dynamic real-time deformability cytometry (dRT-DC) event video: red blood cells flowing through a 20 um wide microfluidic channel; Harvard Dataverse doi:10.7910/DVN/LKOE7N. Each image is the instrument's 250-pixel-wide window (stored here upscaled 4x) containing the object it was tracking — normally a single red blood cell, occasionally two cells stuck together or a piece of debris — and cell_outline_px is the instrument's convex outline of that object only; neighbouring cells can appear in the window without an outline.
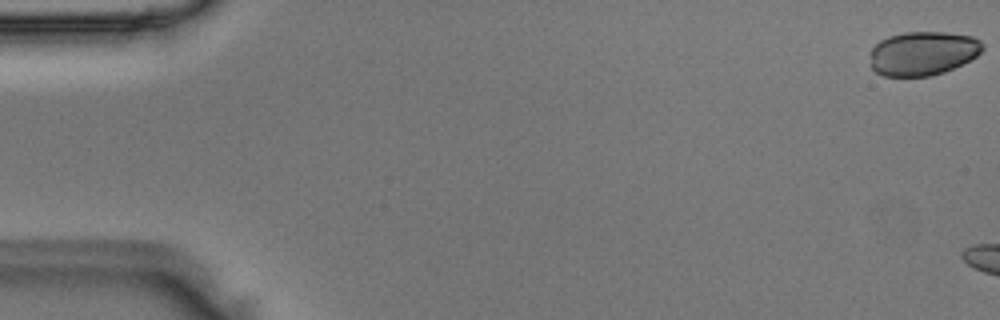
{"species": "Egyptian fruit bat (a non-hibernating species)", "species_latin": "Rousettus aegyptiacus", "temperature_condition": "room temperature", "stored_images_in_passage": 3, "camera_frame_rate_fps": 3000, "um_per_image_px": 0.085, "animal": {"sex": "male"}, "frame": {"image": 1, "passage_image": 1, "time_ms": 0.0, "image_size_px": [1000, 320], "cell_outline_px": [[984, 48], [976, 56], [944, 72], [932, 76], [884, 76], [876, 72], [872, 68], [872, 48], [880, 40], [888, 36], [904, 32], [944, 32], [972, 36], [980, 40], [984, 44]], "centroid_in_image_um": [78.45, 4.52], "position_along_channel_um": 6.5, "area_um2": 28.67}}